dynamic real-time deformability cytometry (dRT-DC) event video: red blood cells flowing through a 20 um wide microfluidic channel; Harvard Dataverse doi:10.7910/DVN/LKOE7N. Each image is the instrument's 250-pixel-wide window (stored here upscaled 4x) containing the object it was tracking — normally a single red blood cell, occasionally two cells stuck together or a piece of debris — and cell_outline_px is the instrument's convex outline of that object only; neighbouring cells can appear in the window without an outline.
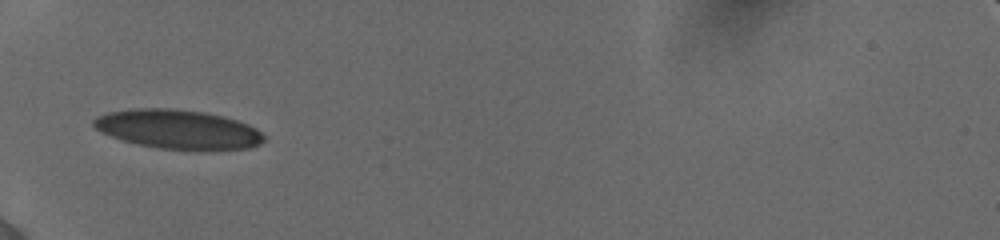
{"species": "human", "species_latin": "Homo sapiens", "temperature_condition": "cold", "stored_images_in_passage": 39, "camera_frame_rate_fps": 3000, "um_per_image_px": 0.085, "donor": {"sex": "female"}, "frame": {"image": 1, "passage_image": 1, "time_ms": 0.0, "image_size_px": [1000, 240], "cell_outline_px": [[264, 140], [260, 144], [248, 148], [200, 152], [196, 152], [156, 148], [136, 144], [100, 132], [92, 124], [92, 120], [96, 116], [108, 112], [132, 108], [172, 108], [204, 112], [224, 116], [248, 124], [256, 128], [264, 136]], "centroid_in_image_um": [15.14, 11.02], "position_along_channel_um": 69.9, "area_um2": 39.71}}
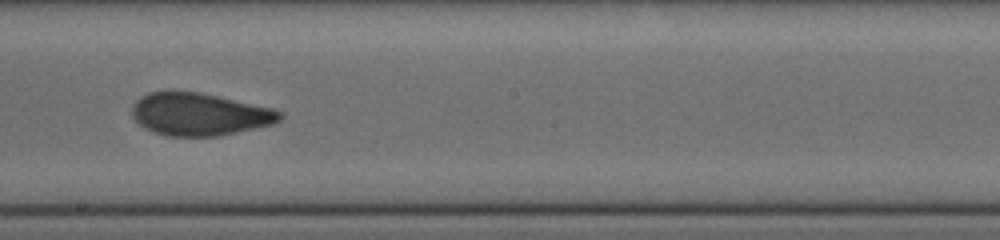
{"frame": {"image": 2, "passage_image": 24, "time_ms": 4.333, "image_size_px": [1000, 240], "cell_outline_px": [[284, 116], [280, 120], [272, 124], [220, 136], [168, 136], [144, 128], [132, 116], [132, 104], [140, 96], [148, 92], [164, 88], [172, 88], [200, 92], [272, 108], [284, 112]], "centroid_in_image_um": [16.91, 9.67], "position_along_channel_um": 231.3, "area_um2": 37.4}}
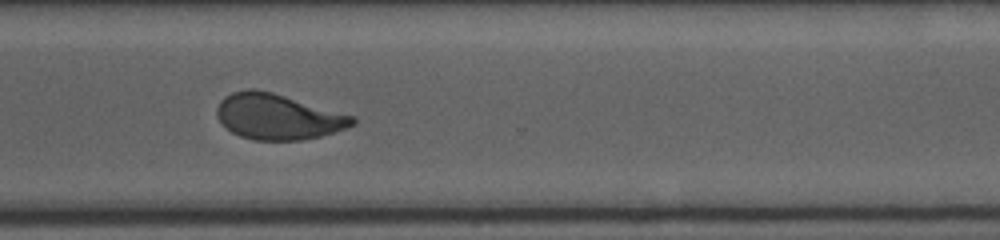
{"frame": {"image": 3, "passage_image": 38, "time_ms": 7.333, "image_size_px": [1000, 240], "cell_outline_px": [[356, 120], [348, 128], [320, 136], [300, 140], [252, 140], [240, 136], [232, 132], [216, 116], [216, 108], [220, 100], [224, 96], [232, 92], [248, 88], [252, 88], [272, 92], [356, 116]], "centroid_in_image_um": [23.61, 9.91], "position_along_channel_um": 347.0, "area_um2": 36.07}}